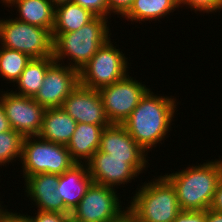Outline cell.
Listing matches in <instances>:
<instances>
[{"instance_id": "6da1fadb", "label": "cell", "mask_w": 222, "mask_h": 222, "mask_svg": "<svg viewBox=\"0 0 222 222\" xmlns=\"http://www.w3.org/2000/svg\"><path fill=\"white\" fill-rule=\"evenodd\" d=\"M176 98L154 95L150 89L142 97L137 107L122 123L129 135L148 154L165 139L171 130L176 111ZM170 129V130H169Z\"/></svg>"}, {"instance_id": "7a4b0ae2", "label": "cell", "mask_w": 222, "mask_h": 222, "mask_svg": "<svg viewBox=\"0 0 222 222\" xmlns=\"http://www.w3.org/2000/svg\"><path fill=\"white\" fill-rule=\"evenodd\" d=\"M174 187L181 210H207L222 177V160L163 175Z\"/></svg>"}, {"instance_id": "3957f363", "label": "cell", "mask_w": 222, "mask_h": 222, "mask_svg": "<svg viewBox=\"0 0 222 222\" xmlns=\"http://www.w3.org/2000/svg\"><path fill=\"white\" fill-rule=\"evenodd\" d=\"M107 19L95 16L77 31L59 34L53 40L55 62L61 63L64 58L68 57L69 61L71 60L68 66L79 71L110 39L111 33L109 34Z\"/></svg>"}, {"instance_id": "277c9868", "label": "cell", "mask_w": 222, "mask_h": 222, "mask_svg": "<svg viewBox=\"0 0 222 222\" xmlns=\"http://www.w3.org/2000/svg\"><path fill=\"white\" fill-rule=\"evenodd\" d=\"M157 178L139 186L126 207L140 222H173L181 211L172 184L164 176Z\"/></svg>"}, {"instance_id": "5b68a950", "label": "cell", "mask_w": 222, "mask_h": 222, "mask_svg": "<svg viewBox=\"0 0 222 222\" xmlns=\"http://www.w3.org/2000/svg\"><path fill=\"white\" fill-rule=\"evenodd\" d=\"M20 161L24 179L39 173L61 175L76 164L66 145L39 136L25 137Z\"/></svg>"}, {"instance_id": "8992f818", "label": "cell", "mask_w": 222, "mask_h": 222, "mask_svg": "<svg viewBox=\"0 0 222 222\" xmlns=\"http://www.w3.org/2000/svg\"><path fill=\"white\" fill-rule=\"evenodd\" d=\"M0 41V46L23 52L32 59L53 56L51 32L17 19L0 20Z\"/></svg>"}, {"instance_id": "52a82bcc", "label": "cell", "mask_w": 222, "mask_h": 222, "mask_svg": "<svg viewBox=\"0 0 222 222\" xmlns=\"http://www.w3.org/2000/svg\"><path fill=\"white\" fill-rule=\"evenodd\" d=\"M127 65V58L109 39L79 70L80 84L99 90L125 78L129 71Z\"/></svg>"}, {"instance_id": "ba28073f", "label": "cell", "mask_w": 222, "mask_h": 222, "mask_svg": "<svg viewBox=\"0 0 222 222\" xmlns=\"http://www.w3.org/2000/svg\"><path fill=\"white\" fill-rule=\"evenodd\" d=\"M115 188L91 183L71 213V222H119L128 209H122Z\"/></svg>"}, {"instance_id": "9c48e42d", "label": "cell", "mask_w": 222, "mask_h": 222, "mask_svg": "<svg viewBox=\"0 0 222 222\" xmlns=\"http://www.w3.org/2000/svg\"><path fill=\"white\" fill-rule=\"evenodd\" d=\"M147 160L146 158L109 157V153L97 150L87 166L93 183L113 188L127 184L143 173L142 171L148 165Z\"/></svg>"}, {"instance_id": "30bf717a", "label": "cell", "mask_w": 222, "mask_h": 222, "mask_svg": "<svg viewBox=\"0 0 222 222\" xmlns=\"http://www.w3.org/2000/svg\"><path fill=\"white\" fill-rule=\"evenodd\" d=\"M127 75L99 89L105 113L111 124H122L137 107L149 88Z\"/></svg>"}, {"instance_id": "8fae6325", "label": "cell", "mask_w": 222, "mask_h": 222, "mask_svg": "<svg viewBox=\"0 0 222 222\" xmlns=\"http://www.w3.org/2000/svg\"><path fill=\"white\" fill-rule=\"evenodd\" d=\"M0 102L13 130L24 137L39 135L45 108L34 98L16 94L13 90L2 91Z\"/></svg>"}, {"instance_id": "7c38bea8", "label": "cell", "mask_w": 222, "mask_h": 222, "mask_svg": "<svg viewBox=\"0 0 222 222\" xmlns=\"http://www.w3.org/2000/svg\"><path fill=\"white\" fill-rule=\"evenodd\" d=\"M54 62L46 71L43 84L33 97L45 109L61 107L65 99L80 85L79 71Z\"/></svg>"}, {"instance_id": "4fadbf2b", "label": "cell", "mask_w": 222, "mask_h": 222, "mask_svg": "<svg viewBox=\"0 0 222 222\" xmlns=\"http://www.w3.org/2000/svg\"><path fill=\"white\" fill-rule=\"evenodd\" d=\"M77 123L107 127L111 125L100 93L81 84L65 99L61 106Z\"/></svg>"}, {"instance_id": "5bb4252c", "label": "cell", "mask_w": 222, "mask_h": 222, "mask_svg": "<svg viewBox=\"0 0 222 222\" xmlns=\"http://www.w3.org/2000/svg\"><path fill=\"white\" fill-rule=\"evenodd\" d=\"M60 175L51 173H39L27 177L25 192L27 197L31 199L39 208L38 211L60 212L70 214L60 198L55 193L59 184Z\"/></svg>"}, {"instance_id": "9a60e30c", "label": "cell", "mask_w": 222, "mask_h": 222, "mask_svg": "<svg viewBox=\"0 0 222 222\" xmlns=\"http://www.w3.org/2000/svg\"><path fill=\"white\" fill-rule=\"evenodd\" d=\"M87 163H76L60 175L55 193L60 195L65 209L71 214L91 185Z\"/></svg>"}, {"instance_id": "2e32d148", "label": "cell", "mask_w": 222, "mask_h": 222, "mask_svg": "<svg viewBox=\"0 0 222 222\" xmlns=\"http://www.w3.org/2000/svg\"><path fill=\"white\" fill-rule=\"evenodd\" d=\"M99 151L109 153V157L146 158L145 152L129 135L122 124H111L101 134Z\"/></svg>"}, {"instance_id": "e0dca14e", "label": "cell", "mask_w": 222, "mask_h": 222, "mask_svg": "<svg viewBox=\"0 0 222 222\" xmlns=\"http://www.w3.org/2000/svg\"><path fill=\"white\" fill-rule=\"evenodd\" d=\"M77 122L62 107L45 109L39 137L67 145L75 132Z\"/></svg>"}, {"instance_id": "ac0fdd59", "label": "cell", "mask_w": 222, "mask_h": 222, "mask_svg": "<svg viewBox=\"0 0 222 222\" xmlns=\"http://www.w3.org/2000/svg\"><path fill=\"white\" fill-rule=\"evenodd\" d=\"M104 128L100 125L77 123L75 132L66 145L76 163H87L93 154L99 150Z\"/></svg>"}, {"instance_id": "d6986e66", "label": "cell", "mask_w": 222, "mask_h": 222, "mask_svg": "<svg viewBox=\"0 0 222 222\" xmlns=\"http://www.w3.org/2000/svg\"><path fill=\"white\" fill-rule=\"evenodd\" d=\"M8 6H15L18 17L15 19L31 25L48 29L52 32L54 27L55 6L50 0H1ZM10 4V5H9Z\"/></svg>"}, {"instance_id": "ffe728a7", "label": "cell", "mask_w": 222, "mask_h": 222, "mask_svg": "<svg viewBox=\"0 0 222 222\" xmlns=\"http://www.w3.org/2000/svg\"><path fill=\"white\" fill-rule=\"evenodd\" d=\"M94 17L95 15L89 10L72 1L56 6L52 39L62 33L77 31Z\"/></svg>"}, {"instance_id": "44dd1931", "label": "cell", "mask_w": 222, "mask_h": 222, "mask_svg": "<svg viewBox=\"0 0 222 222\" xmlns=\"http://www.w3.org/2000/svg\"><path fill=\"white\" fill-rule=\"evenodd\" d=\"M179 8L178 0H133L130 9L123 15L129 21L159 20Z\"/></svg>"}, {"instance_id": "7402d4cb", "label": "cell", "mask_w": 222, "mask_h": 222, "mask_svg": "<svg viewBox=\"0 0 222 222\" xmlns=\"http://www.w3.org/2000/svg\"><path fill=\"white\" fill-rule=\"evenodd\" d=\"M54 62L53 56L31 59L20 78L16 81L19 92L15 91L14 93L33 98L43 84L47 69Z\"/></svg>"}, {"instance_id": "603a6c76", "label": "cell", "mask_w": 222, "mask_h": 222, "mask_svg": "<svg viewBox=\"0 0 222 222\" xmlns=\"http://www.w3.org/2000/svg\"><path fill=\"white\" fill-rule=\"evenodd\" d=\"M31 59L23 52L1 46L0 76L5 78L6 81L8 80L9 83L11 81L16 82Z\"/></svg>"}, {"instance_id": "cb8c5ba5", "label": "cell", "mask_w": 222, "mask_h": 222, "mask_svg": "<svg viewBox=\"0 0 222 222\" xmlns=\"http://www.w3.org/2000/svg\"><path fill=\"white\" fill-rule=\"evenodd\" d=\"M24 139L21 133L13 129L0 133V166H6L16 158L21 159Z\"/></svg>"}, {"instance_id": "d4e9b609", "label": "cell", "mask_w": 222, "mask_h": 222, "mask_svg": "<svg viewBox=\"0 0 222 222\" xmlns=\"http://www.w3.org/2000/svg\"><path fill=\"white\" fill-rule=\"evenodd\" d=\"M179 7L188 5L191 10L203 11V13H214L222 9V0H178Z\"/></svg>"}, {"instance_id": "484cf974", "label": "cell", "mask_w": 222, "mask_h": 222, "mask_svg": "<svg viewBox=\"0 0 222 222\" xmlns=\"http://www.w3.org/2000/svg\"><path fill=\"white\" fill-rule=\"evenodd\" d=\"M72 2L89 10L95 16L106 18L109 16L107 0H72Z\"/></svg>"}, {"instance_id": "4316f807", "label": "cell", "mask_w": 222, "mask_h": 222, "mask_svg": "<svg viewBox=\"0 0 222 222\" xmlns=\"http://www.w3.org/2000/svg\"><path fill=\"white\" fill-rule=\"evenodd\" d=\"M35 216H28L30 222H71V214L60 212L37 211Z\"/></svg>"}, {"instance_id": "83f0119b", "label": "cell", "mask_w": 222, "mask_h": 222, "mask_svg": "<svg viewBox=\"0 0 222 222\" xmlns=\"http://www.w3.org/2000/svg\"><path fill=\"white\" fill-rule=\"evenodd\" d=\"M207 210H181L173 222H206Z\"/></svg>"}, {"instance_id": "f1b7e54d", "label": "cell", "mask_w": 222, "mask_h": 222, "mask_svg": "<svg viewBox=\"0 0 222 222\" xmlns=\"http://www.w3.org/2000/svg\"><path fill=\"white\" fill-rule=\"evenodd\" d=\"M133 0H107L109 15L115 13V15H123L130 9L132 6Z\"/></svg>"}, {"instance_id": "f546056e", "label": "cell", "mask_w": 222, "mask_h": 222, "mask_svg": "<svg viewBox=\"0 0 222 222\" xmlns=\"http://www.w3.org/2000/svg\"><path fill=\"white\" fill-rule=\"evenodd\" d=\"M0 222H30L27 215L9 212L5 209L0 214Z\"/></svg>"}, {"instance_id": "4dcf8cb0", "label": "cell", "mask_w": 222, "mask_h": 222, "mask_svg": "<svg viewBox=\"0 0 222 222\" xmlns=\"http://www.w3.org/2000/svg\"><path fill=\"white\" fill-rule=\"evenodd\" d=\"M211 210L222 213V177L214 193V198L210 206Z\"/></svg>"}, {"instance_id": "1f68e13d", "label": "cell", "mask_w": 222, "mask_h": 222, "mask_svg": "<svg viewBox=\"0 0 222 222\" xmlns=\"http://www.w3.org/2000/svg\"><path fill=\"white\" fill-rule=\"evenodd\" d=\"M12 130L9 120L6 117L5 110L0 102V133Z\"/></svg>"}, {"instance_id": "d6a6232c", "label": "cell", "mask_w": 222, "mask_h": 222, "mask_svg": "<svg viewBox=\"0 0 222 222\" xmlns=\"http://www.w3.org/2000/svg\"><path fill=\"white\" fill-rule=\"evenodd\" d=\"M206 222H222V213L207 209Z\"/></svg>"}, {"instance_id": "836d02e7", "label": "cell", "mask_w": 222, "mask_h": 222, "mask_svg": "<svg viewBox=\"0 0 222 222\" xmlns=\"http://www.w3.org/2000/svg\"><path fill=\"white\" fill-rule=\"evenodd\" d=\"M72 0H50V2L56 7L60 4L71 2Z\"/></svg>"}, {"instance_id": "e575fe53", "label": "cell", "mask_w": 222, "mask_h": 222, "mask_svg": "<svg viewBox=\"0 0 222 222\" xmlns=\"http://www.w3.org/2000/svg\"><path fill=\"white\" fill-rule=\"evenodd\" d=\"M129 222H140L129 212Z\"/></svg>"}, {"instance_id": "d590c367", "label": "cell", "mask_w": 222, "mask_h": 222, "mask_svg": "<svg viewBox=\"0 0 222 222\" xmlns=\"http://www.w3.org/2000/svg\"><path fill=\"white\" fill-rule=\"evenodd\" d=\"M119 222H129V211L126 212L124 218Z\"/></svg>"}, {"instance_id": "8d00e7d4", "label": "cell", "mask_w": 222, "mask_h": 222, "mask_svg": "<svg viewBox=\"0 0 222 222\" xmlns=\"http://www.w3.org/2000/svg\"><path fill=\"white\" fill-rule=\"evenodd\" d=\"M4 211V207L2 208L1 203H0V214Z\"/></svg>"}]
</instances>
